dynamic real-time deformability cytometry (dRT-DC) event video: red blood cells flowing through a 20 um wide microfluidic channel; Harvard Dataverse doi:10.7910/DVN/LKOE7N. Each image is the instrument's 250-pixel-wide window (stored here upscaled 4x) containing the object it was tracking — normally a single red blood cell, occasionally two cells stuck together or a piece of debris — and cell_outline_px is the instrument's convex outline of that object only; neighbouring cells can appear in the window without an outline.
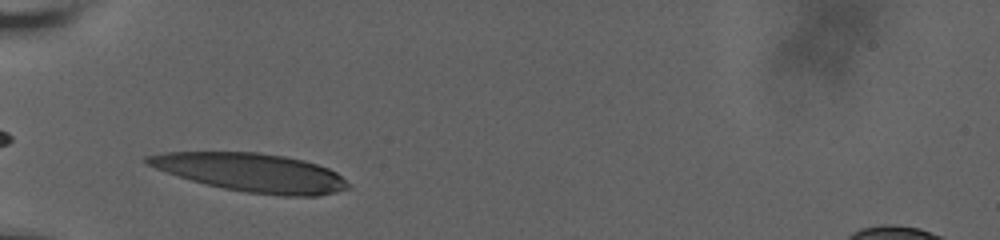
{"species": "human", "species_latin": "Homo sapiens", "temperature_condition": "room temperature", "stored_images_in_passage": 31, "camera_frame_rate_fps": 3000, "um_per_image_px": 0.085, "donor": {"sex": "male"}, "frame": {"image": 1, "passage_image": 1, "time_ms": 0.0, "image_size_px": [1000, 240], "cell_outline_px": [[352, 188], [320, 196], [280, 196], [244, 192], [224, 188], [192, 180], [144, 164], [144, 156], [164, 152], [260, 152], [284, 156], [304, 160], [328, 168], [336, 172], [352, 184]], "centroid_in_image_um": [21.42, 14.67], "position_along_channel_um": 63.6, "area_um2": 45.08}}
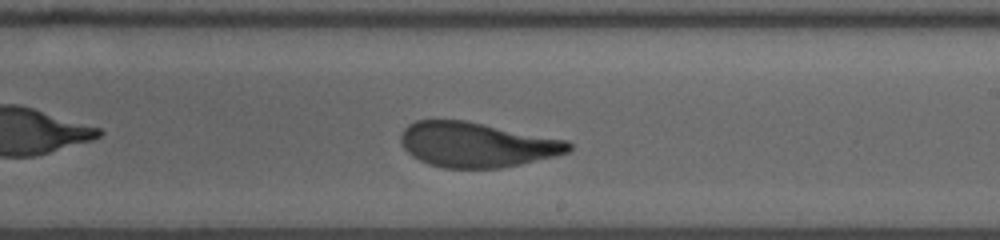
{"frame": {"image": 2, "passage_image": 12, "time_ms": 5.333, "image_size_px": [1000, 240], "cell_outline_px": [[572, 148], [568, 152], [556, 156], [520, 164], [500, 168], [444, 168], [428, 164], [412, 156], [404, 148], [400, 140], [400, 136], [404, 128], [408, 124], [416, 120], [464, 120], [568, 140], [572, 144]], "centroid_in_image_um": [40.52, 12.3], "position_along_channel_um": 248.5, "area_um2": 43.99}}
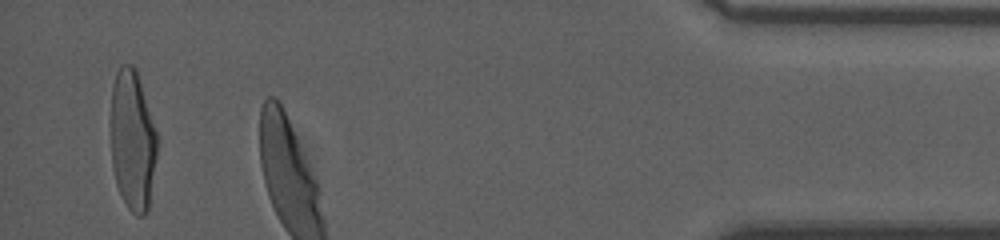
{"frame": {"image": 3, "passage_image": 29, "time_ms": 11.0, "image_size_px": [1000, 240], "cell_outline_px": [[156, 156], [148, 208], [144, 216], [136, 216], [128, 208], [116, 184], [112, 168], [112, 84], [116, 72], [124, 64], [132, 64], [136, 68], [156, 132]], "centroid_in_image_um": [11.26, 11.93], "position_along_channel_um": 423.9, "area_um2": 37.22}, "authors_computed_cell_mechanics": {"area_um2": 44.3326, "velocity_mm_per_s": 3.6169, "shape_relaxation_time_tau1_ms": 5.0871, "shape_relaxation_time_tau2_ms": 0.9078, "deformation_change_tau1": 0.1975, "deformation_change_tau2": 0.0886}}